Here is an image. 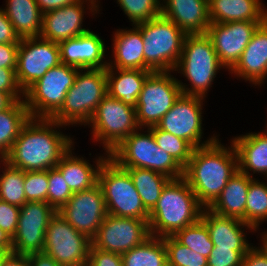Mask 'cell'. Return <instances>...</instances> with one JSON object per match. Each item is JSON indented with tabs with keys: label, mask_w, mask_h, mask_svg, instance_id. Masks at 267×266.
I'll use <instances>...</instances> for the list:
<instances>
[{
	"label": "cell",
	"mask_w": 267,
	"mask_h": 266,
	"mask_svg": "<svg viewBox=\"0 0 267 266\" xmlns=\"http://www.w3.org/2000/svg\"><path fill=\"white\" fill-rule=\"evenodd\" d=\"M242 266H267V254L261 247L252 246L243 256Z\"/></svg>",
	"instance_id": "c3c4849f"
},
{
	"label": "cell",
	"mask_w": 267,
	"mask_h": 266,
	"mask_svg": "<svg viewBox=\"0 0 267 266\" xmlns=\"http://www.w3.org/2000/svg\"><path fill=\"white\" fill-rule=\"evenodd\" d=\"M246 252L214 246L207 258V266H242Z\"/></svg>",
	"instance_id": "b9f144b4"
},
{
	"label": "cell",
	"mask_w": 267,
	"mask_h": 266,
	"mask_svg": "<svg viewBox=\"0 0 267 266\" xmlns=\"http://www.w3.org/2000/svg\"><path fill=\"white\" fill-rule=\"evenodd\" d=\"M146 129L139 128L131 133L109 153V157L122 168L150 169L170 179L183 177L184 169L158 147L152 131Z\"/></svg>",
	"instance_id": "52a82bcc"
},
{
	"label": "cell",
	"mask_w": 267,
	"mask_h": 266,
	"mask_svg": "<svg viewBox=\"0 0 267 266\" xmlns=\"http://www.w3.org/2000/svg\"><path fill=\"white\" fill-rule=\"evenodd\" d=\"M19 44H0V68L16 69Z\"/></svg>",
	"instance_id": "7dc6e473"
},
{
	"label": "cell",
	"mask_w": 267,
	"mask_h": 266,
	"mask_svg": "<svg viewBox=\"0 0 267 266\" xmlns=\"http://www.w3.org/2000/svg\"><path fill=\"white\" fill-rule=\"evenodd\" d=\"M57 211L46 202H26L20 207L18 226L12 237V253L28 255L43 252L45 231Z\"/></svg>",
	"instance_id": "2e32d148"
},
{
	"label": "cell",
	"mask_w": 267,
	"mask_h": 266,
	"mask_svg": "<svg viewBox=\"0 0 267 266\" xmlns=\"http://www.w3.org/2000/svg\"><path fill=\"white\" fill-rule=\"evenodd\" d=\"M229 73L254 86H261L267 80V19L256 29L240 60Z\"/></svg>",
	"instance_id": "44dd1931"
},
{
	"label": "cell",
	"mask_w": 267,
	"mask_h": 266,
	"mask_svg": "<svg viewBox=\"0 0 267 266\" xmlns=\"http://www.w3.org/2000/svg\"><path fill=\"white\" fill-rule=\"evenodd\" d=\"M200 219L206 224L214 246L236 251H248L253 246L244 231H256L242 220L218 215L208 208L202 210Z\"/></svg>",
	"instance_id": "7402d4cb"
},
{
	"label": "cell",
	"mask_w": 267,
	"mask_h": 266,
	"mask_svg": "<svg viewBox=\"0 0 267 266\" xmlns=\"http://www.w3.org/2000/svg\"><path fill=\"white\" fill-rule=\"evenodd\" d=\"M12 238L0 228V252L12 253Z\"/></svg>",
	"instance_id": "f5cc1de1"
},
{
	"label": "cell",
	"mask_w": 267,
	"mask_h": 266,
	"mask_svg": "<svg viewBox=\"0 0 267 266\" xmlns=\"http://www.w3.org/2000/svg\"><path fill=\"white\" fill-rule=\"evenodd\" d=\"M214 142L193 149L184 168V178L198 202L208 208L221 194L228 180L238 171V157L234 145Z\"/></svg>",
	"instance_id": "7a4b0ae2"
},
{
	"label": "cell",
	"mask_w": 267,
	"mask_h": 266,
	"mask_svg": "<svg viewBox=\"0 0 267 266\" xmlns=\"http://www.w3.org/2000/svg\"><path fill=\"white\" fill-rule=\"evenodd\" d=\"M267 221V182H260L256 178L250 180L245 205V223L256 233L260 223Z\"/></svg>",
	"instance_id": "836d02e7"
},
{
	"label": "cell",
	"mask_w": 267,
	"mask_h": 266,
	"mask_svg": "<svg viewBox=\"0 0 267 266\" xmlns=\"http://www.w3.org/2000/svg\"><path fill=\"white\" fill-rule=\"evenodd\" d=\"M20 207L0 200V228L11 238L18 226Z\"/></svg>",
	"instance_id": "7bdbcfd3"
},
{
	"label": "cell",
	"mask_w": 267,
	"mask_h": 266,
	"mask_svg": "<svg viewBox=\"0 0 267 266\" xmlns=\"http://www.w3.org/2000/svg\"><path fill=\"white\" fill-rule=\"evenodd\" d=\"M161 15L174 22L186 35L206 34L211 24L208 0H163Z\"/></svg>",
	"instance_id": "603a6c76"
},
{
	"label": "cell",
	"mask_w": 267,
	"mask_h": 266,
	"mask_svg": "<svg viewBox=\"0 0 267 266\" xmlns=\"http://www.w3.org/2000/svg\"><path fill=\"white\" fill-rule=\"evenodd\" d=\"M251 179L252 177L238 170L208 209L218 215L236 218L245 223V205Z\"/></svg>",
	"instance_id": "83f0119b"
},
{
	"label": "cell",
	"mask_w": 267,
	"mask_h": 266,
	"mask_svg": "<svg viewBox=\"0 0 267 266\" xmlns=\"http://www.w3.org/2000/svg\"><path fill=\"white\" fill-rule=\"evenodd\" d=\"M88 263L90 266H123L121 254L94 248L89 250Z\"/></svg>",
	"instance_id": "f6af8a7d"
},
{
	"label": "cell",
	"mask_w": 267,
	"mask_h": 266,
	"mask_svg": "<svg viewBox=\"0 0 267 266\" xmlns=\"http://www.w3.org/2000/svg\"><path fill=\"white\" fill-rule=\"evenodd\" d=\"M16 100L8 93L0 91V112L10 108Z\"/></svg>",
	"instance_id": "db71d44e"
},
{
	"label": "cell",
	"mask_w": 267,
	"mask_h": 266,
	"mask_svg": "<svg viewBox=\"0 0 267 266\" xmlns=\"http://www.w3.org/2000/svg\"><path fill=\"white\" fill-rule=\"evenodd\" d=\"M151 72L140 69L106 68L107 94L136 108L144 81Z\"/></svg>",
	"instance_id": "f1b7e54d"
},
{
	"label": "cell",
	"mask_w": 267,
	"mask_h": 266,
	"mask_svg": "<svg viewBox=\"0 0 267 266\" xmlns=\"http://www.w3.org/2000/svg\"><path fill=\"white\" fill-rule=\"evenodd\" d=\"M79 266H90V264L87 262V263L79 265Z\"/></svg>",
	"instance_id": "6f0895ef"
},
{
	"label": "cell",
	"mask_w": 267,
	"mask_h": 266,
	"mask_svg": "<svg viewBox=\"0 0 267 266\" xmlns=\"http://www.w3.org/2000/svg\"><path fill=\"white\" fill-rule=\"evenodd\" d=\"M24 187L27 202L42 201L48 203V170L26 171Z\"/></svg>",
	"instance_id": "60d3db41"
},
{
	"label": "cell",
	"mask_w": 267,
	"mask_h": 266,
	"mask_svg": "<svg viewBox=\"0 0 267 266\" xmlns=\"http://www.w3.org/2000/svg\"><path fill=\"white\" fill-rule=\"evenodd\" d=\"M30 266H61L55 259L44 252L28 254Z\"/></svg>",
	"instance_id": "681fc988"
},
{
	"label": "cell",
	"mask_w": 267,
	"mask_h": 266,
	"mask_svg": "<svg viewBox=\"0 0 267 266\" xmlns=\"http://www.w3.org/2000/svg\"><path fill=\"white\" fill-rule=\"evenodd\" d=\"M30 118L24 99L17 100L10 108L0 112V160L8 155Z\"/></svg>",
	"instance_id": "4dcf8cb0"
},
{
	"label": "cell",
	"mask_w": 267,
	"mask_h": 266,
	"mask_svg": "<svg viewBox=\"0 0 267 266\" xmlns=\"http://www.w3.org/2000/svg\"><path fill=\"white\" fill-rule=\"evenodd\" d=\"M264 21L211 23L206 31L219 62L230 71L240 60L252 35Z\"/></svg>",
	"instance_id": "ac0fdd59"
},
{
	"label": "cell",
	"mask_w": 267,
	"mask_h": 266,
	"mask_svg": "<svg viewBox=\"0 0 267 266\" xmlns=\"http://www.w3.org/2000/svg\"><path fill=\"white\" fill-rule=\"evenodd\" d=\"M151 236L148 220L107 215L94 236V248L123 254Z\"/></svg>",
	"instance_id": "9a60e30c"
},
{
	"label": "cell",
	"mask_w": 267,
	"mask_h": 266,
	"mask_svg": "<svg viewBox=\"0 0 267 266\" xmlns=\"http://www.w3.org/2000/svg\"><path fill=\"white\" fill-rule=\"evenodd\" d=\"M98 2L100 3L98 0H79L74 4L43 13L40 37L59 43L89 32L88 28H83L85 10L90 9L91 15L95 16L100 11Z\"/></svg>",
	"instance_id": "d6986e66"
},
{
	"label": "cell",
	"mask_w": 267,
	"mask_h": 266,
	"mask_svg": "<svg viewBox=\"0 0 267 266\" xmlns=\"http://www.w3.org/2000/svg\"><path fill=\"white\" fill-rule=\"evenodd\" d=\"M159 148L168 153L183 169L187 166L193 147L184 139L160 130L157 126L149 127Z\"/></svg>",
	"instance_id": "8d00e7d4"
},
{
	"label": "cell",
	"mask_w": 267,
	"mask_h": 266,
	"mask_svg": "<svg viewBox=\"0 0 267 266\" xmlns=\"http://www.w3.org/2000/svg\"><path fill=\"white\" fill-rule=\"evenodd\" d=\"M1 266H30L28 255L9 253L2 260Z\"/></svg>",
	"instance_id": "816d5d0a"
},
{
	"label": "cell",
	"mask_w": 267,
	"mask_h": 266,
	"mask_svg": "<svg viewBox=\"0 0 267 266\" xmlns=\"http://www.w3.org/2000/svg\"><path fill=\"white\" fill-rule=\"evenodd\" d=\"M48 204L57 212L68 202L73 192L57 167L48 170Z\"/></svg>",
	"instance_id": "ab89813d"
},
{
	"label": "cell",
	"mask_w": 267,
	"mask_h": 266,
	"mask_svg": "<svg viewBox=\"0 0 267 266\" xmlns=\"http://www.w3.org/2000/svg\"><path fill=\"white\" fill-rule=\"evenodd\" d=\"M264 5L262 0H208L210 22L265 21Z\"/></svg>",
	"instance_id": "4316f807"
},
{
	"label": "cell",
	"mask_w": 267,
	"mask_h": 266,
	"mask_svg": "<svg viewBox=\"0 0 267 266\" xmlns=\"http://www.w3.org/2000/svg\"><path fill=\"white\" fill-rule=\"evenodd\" d=\"M106 95V69H79L62 107L51 119L65 127L87 126Z\"/></svg>",
	"instance_id": "8992f818"
},
{
	"label": "cell",
	"mask_w": 267,
	"mask_h": 266,
	"mask_svg": "<svg viewBox=\"0 0 267 266\" xmlns=\"http://www.w3.org/2000/svg\"><path fill=\"white\" fill-rule=\"evenodd\" d=\"M42 13H46L66 5H71L79 0H35Z\"/></svg>",
	"instance_id": "f907efd6"
},
{
	"label": "cell",
	"mask_w": 267,
	"mask_h": 266,
	"mask_svg": "<svg viewBox=\"0 0 267 266\" xmlns=\"http://www.w3.org/2000/svg\"><path fill=\"white\" fill-rule=\"evenodd\" d=\"M123 266H168L163 238L150 236L142 244L121 254Z\"/></svg>",
	"instance_id": "d6a6232c"
},
{
	"label": "cell",
	"mask_w": 267,
	"mask_h": 266,
	"mask_svg": "<svg viewBox=\"0 0 267 266\" xmlns=\"http://www.w3.org/2000/svg\"><path fill=\"white\" fill-rule=\"evenodd\" d=\"M222 68L225 67L219 62L210 38L206 34H193L186 35L181 57L173 71H178L190 83L187 85L177 79L182 94L205 99Z\"/></svg>",
	"instance_id": "277c9868"
},
{
	"label": "cell",
	"mask_w": 267,
	"mask_h": 266,
	"mask_svg": "<svg viewBox=\"0 0 267 266\" xmlns=\"http://www.w3.org/2000/svg\"><path fill=\"white\" fill-rule=\"evenodd\" d=\"M181 94V87L171 71L151 72L144 81L135 108L139 127L156 126Z\"/></svg>",
	"instance_id": "8fae6325"
},
{
	"label": "cell",
	"mask_w": 267,
	"mask_h": 266,
	"mask_svg": "<svg viewBox=\"0 0 267 266\" xmlns=\"http://www.w3.org/2000/svg\"><path fill=\"white\" fill-rule=\"evenodd\" d=\"M162 0H117L133 25H137L161 15Z\"/></svg>",
	"instance_id": "f35d334b"
},
{
	"label": "cell",
	"mask_w": 267,
	"mask_h": 266,
	"mask_svg": "<svg viewBox=\"0 0 267 266\" xmlns=\"http://www.w3.org/2000/svg\"><path fill=\"white\" fill-rule=\"evenodd\" d=\"M61 63L58 43L40 36L20 39L15 70L19 86L25 92L49 69Z\"/></svg>",
	"instance_id": "5bb4252c"
},
{
	"label": "cell",
	"mask_w": 267,
	"mask_h": 266,
	"mask_svg": "<svg viewBox=\"0 0 267 266\" xmlns=\"http://www.w3.org/2000/svg\"><path fill=\"white\" fill-rule=\"evenodd\" d=\"M60 127L64 125L52 119L30 118L3 160L25 172L56 167L62 156L74 146L73 138L63 134Z\"/></svg>",
	"instance_id": "6da1fadb"
},
{
	"label": "cell",
	"mask_w": 267,
	"mask_h": 266,
	"mask_svg": "<svg viewBox=\"0 0 267 266\" xmlns=\"http://www.w3.org/2000/svg\"><path fill=\"white\" fill-rule=\"evenodd\" d=\"M262 237H260L262 244H260V247L263 249V251L267 254V231L263 232V234H261Z\"/></svg>",
	"instance_id": "11a10c76"
},
{
	"label": "cell",
	"mask_w": 267,
	"mask_h": 266,
	"mask_svg": "<svg viewBox=\"0 0 267 266\" xmlns=\"http://www.w3.org/2000/svg\"><path fill=\"white\" fill-rule=\"evenodd\" d=\"M93 142H100L105 153H110L131 133L139 130L136 109L108 94L98 104L91 120Z\"/></svg>",
	"instance_id": "30bf717a"
},
{
	"label": "cell",
	"mask_w": 267,
	"mask_h": 266,
	"mask_svg": "<svg viewBox=\"0 0 267 266\" xmlns=\"http://www.w3.org/2000/svg\"><path fill=\"white\" fill-rule=\"evenodd\" d=\"M15 70L0 68V91L8 92L17 101L24 99V91L18 84Z\"/></svg>",
	"instance_id": "ee69618b"
},
{
	"label": "cell",
	"mask_w": 267,
	"mask_h": 266,
	"mask_svg": "<svg viewBox=\"0 0 267 266\" xmlns=\"http://www.w3.org/2000/svg\"><path fill=\"white\" fill-rule=\"evenodd\" d=\"M203 209L184 177L171 179L149 212L150 234L160 238L173 236L177 231L196 223Z\"/></svg>",
	"instance_id": "3957f363"
},
{
	"label": "cell",
	"mask_w": 267,
	"mask_h": 266,
	"mask_svg": "<svg viewBox=\"0 0 267 266\" xmlns=\"http://www.w3.org/2000/svg\"><path fill=\"white\" fill-rule=\"evenodd\" d=\"M72 150H74L73 146L62 156L56 167L60 170L65 182L73 193L91 189L98 184L99 170L104 161L109 157V153L96 157L94 162L96 165L93 167L94 164L91 165L88 162L89 160H84L82 156L81 158L74 156Z\"/></svg>",
	"instance_id": "cb8c5ba5"
},
{
	"label": "cell",
	"mask_w": 267,
	"mask_h": 266,
	"mask_svg": "<svg viewBox=\"0 0 267 266\" xmlns=\"http://www.w3.org/2000/svg\"><path fill=\"white\" fill-rule=\"evenodd\" d=\"M92 241L74 229L58 212L45 231L43 252L61 266H79L88 262Z\"/></svg>",
	"instance_id": "7c38bea8"
},
{
	"label": "cell",
	"mask_w": 267,
	"mask_h": 266,
	"mask_svg": "<svg viewBox=\"0 0 267 266\" xmlns=\"http://www.w3.org/2000/svg\"><path fill=\"white\" fill-rule=\"evenodd\" d=\"M3 9L20 39L40 36L43 13L35 0H6Z\"/></svg>",
	"instance_id": "f546056e"
},
{
	"label": "cell",
	"mask_w": 267,
	"mask_h": 266,
	"mask_svg": "<svg viewBox=\"0 0 267 266\" xmlns=\"http://www.w3.org/2000/svg\"><path fill=\"white\" fill-rule=\"evenodd\" d=\"M173 237L180 244L194 250L206 258L209 257L210 252L214 247L208 228L201 219H199L196 223L177 231Z\"/></svg>",
	"instance_id": "d590c367"
},
{
	"label": "cell",
	"mask_w": 267,
	"mask_h": 266,
	"mask_svg": "<svg viewBox=\"0 0 267 266\" xmlns=\"http://www.w3.org/2000/svg\"><path fill=\"white\" fill-rule=\"evenodd\" d=\"M135 26L142 33L144 70L173 72L181 57L186 34L163 15Z\"/></svg>",
	"instance_id": "5b68a950"
},
{
	"label": "cell",
	"mask_w": 267,
	"mask_h": 266,
	"mask_svg": "<svg viewBox=\"0 0 267 266\" xmlns=\"http://www.w3.org/2000/svg\"><path fill=\"white\" fill-rule=\"evenodd\" d=\"M133 180L144 207L150 212L159 200L165 185L171 180L167 176L144 168H124Z\"/></svg>",
	"instance_id": "1f68e13d"
},
{
	"label": "cell",
	"mask_w": 267,
	"mask_h": 266,
	"mask_svg": "<svg viewBox=\"0 0 267 266\" xmlns=\"http://www.w3.org/2000/svg\"><path fill=\"white\" fill-rule=\"evenodd\" d=\"M168 266H207V258L180 244L173 236L163 237Z\"/></svg>",
	"instance_id": "74e56055"
},
{
	"label": "cell",
	"mask_w": 267,
	"mask_h": 266,
	"mask_svg": "<svg viewBox=\"0 0 267 266\" xmlns=\"http://www.w3.org/2000/svg\"><path fill=\"white\" fill-rule=\"evenodd\" d=\"M0 165V200L18 207L23 206L27 202L24 193L25 171L10 166L4 160H0Z\"/></svg>",
	"instance_id": "e575fe53"
},
{
	"label": "cell",
	"mask_w": 267,
	"mask_h": 266,
	"mask_svg": "<svg viewBox=\"0 0 267 266\" xmlns=\"http://www.w3.org/2000/svg\"><path fill=\"white\" fill-rule=\"evenodd\" d=\"M204 100L201 97L181 94L156 126L160 130L186 140L193 148L214 142L218 138L215 134L205 141L201 140L203 139L202 110Z\"/></svg>",
	"instance_id": "4fadbf2b"
},
{
	"label": "cell",
	"mask_w": 267,
	"mask_h": 266,
	"mask_svg": "<svg viewBox=\"0 0 267 266\" xmlns=\"http://www.w3.org/2000/svg\"><path fill=\"white\" fill-rule=\"evenodd\" d=\"M7 254H8V253L0 252V266H1L2 260L4 259V257H5Z\"/></svg>",
	"instance_id": "9f6ffc18"
},
{
	"label": "cell",
	"mask_w": 267,
	"mask_h": 266,
	"mask_svg": "<svg viewBox=\"0 0 267 266\" xmlns=\"http://www.w3.org/2000/svg\"><path fill=\"white\" fill-rule=\"evenodd\" d=\"M113 60L107 68L144 70V43L141 31L133 25L132 29H117L113 36Z\"/></svg>",
	"instance_id": "484cf974"
},
{
	"label": "cell",
	"mask_w": 267,
	"mask_h": 266,
	"mask_svg": "<svg viewBox=\"0 0 267 266\" xmlns=\"http://www.w3.org/2000/svg\"><path fill=\"white\" fill-rule=\"evenodd\" d=\"M61 62L79 69H106V45L95 32L89 31L83 35L58 43Z\"/></svg>",
	"instance_id": "ffe728a7"
},
{
	"label": "cell",
	"mask_w": 267,
	"mask_h": 266,
	"mask_svg": "<svg viewBox=\"0 0 267 266\" xmlns=\"http://www.w3.org/2000/svg\"><path fill=\"white\" fill-rule=\"evenodd\" d=\"M98 184L103 191L109 215L149 219V211L144 207L129 173L110 157L99 170Z\"/></svg>",
	"instance_id": "ba28073f"
},
{
	"label": "cell",
	"mask_w": 267,
	"mask_h": 266,
	"mask_svg": "<svg viewBox=\"0 0 267 266\" xmlns=\"http://www.w3.org/2000/svg\"><path fill=\"white\" fill-rule=\"evenodd\" d=\"M58 213L78 232L91 240L108 215L104 194L99 184L74 192Z\"/></svg>",
	"instance_id": "e0dca14e"
},
{
	"label": "cell",
	"mask_w": 267,
	"mask_h": 266,
	"mask_svg": "<svg viewBox=\"0 0 267 266\" xmlns=\"http://www.w3.org/2000/svg\"><path fill=\"white\" fill-rule=\"evenodd\" d=\"M79 68L61 63L49 69L24 92L31 118L51 119L62 107Z\"/></svg>",
	"instance_id": "9c48e42d"
},
{
	"label": "cell",
	"mask_w": 267,
	"mask_h": 266,
	"mask_svg": "<svg viewBox=\"0 0 267 266\" xmlns=\"http://www.w3.org/2000/svg\"><path fill=\"white\" fill-rule=\"evenodd\" d=\"M20 38L16 34L4 9L0 8V44H19Z\"/></svg>",
	"instance_id": "bcb514c9"
},
{
	"label": "cell",
	"mask_w": 267,
	"mask_h": 266,
	"mask_svg": "<svg viewBox=\"0 0 267 266\" xmlns=\"http://www.w3.org/2000/svg\"><path fill=\"white\" fill-rule=\"evenodd\" d=\"M231 142L237 153L239 171L252 178L255 173L267 176V134L265 132L246 133L233 137Z\"/></svg>",
	"instance_id": "d4e9b609"
}]
</instances>
